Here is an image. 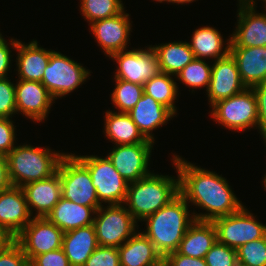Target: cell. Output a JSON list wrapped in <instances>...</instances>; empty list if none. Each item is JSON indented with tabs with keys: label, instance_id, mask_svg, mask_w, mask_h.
<instances>
[{
	"label": "cell",
	"instance_id": "1",
	"mask_svg": "<svg viewBox=\"0 0 266 266\" xmlns=\"http://www.w3.org/2000/svg\"><path fill=\"white\" fill-rule=\"evenodd\" d=\"M179 175V194L191 205L206 212H192L195 220L214 219L239 211L244 204L237 198L227 179L172 154Z\"/></svg>",
	"mask_w": 266,
	"mask_h": 266
},
{
	"label": "cell",
	"instance_id": "2",
	"mask_svg": "<svg viewBox=\"0 0 266 266\" xmlns=\"http://www.w3.org/2000/svg\"><path fill=\"white\" fill-rule=\"evenodd\" d=\"M189 207L187 201L178 194L167 205L143 221L146 230L142 232L154 244L162 258L177 251L186 231L195 221Z\"/></svg>",
	"mask_w": 266,
	"mask_h": 266
},
{
	"label": "cell",
	"instance_id": "3",
	"mask_svg": "<svg viewBox=\"0 0 266 266\" xmlns=\"http://www.w3.org/2000/svg\"><path fill=\"white\" fill-rule=\"evenodd\" d=\"M172 164L176 169V177L151 172L136 182L128 183L124 205L137 223L144 221L179 194V175L174 161Z\"/></svg>",
	"mask_w": 266,
	"mask_h": 266
},
{
	"label": "cell",
	"instance_id": "4",
	"mask_svg": "<svg viewBox=\"0 0 266 266\" xmlns=\"http://www.w3.org/2000/svg\"><path fill=\"white\" fill-rule=\"evenodd\" d=\"M66 153L48 147H34L24 143L15 146L7 155L8 173L12 186L44 180L57 172Z\"/></svg>",
	"mask_w": 266,
	"mask_h": 266
},
{
	"label": "cell",
	"instance_id": "5",
	"mask_svg": "<svg viewBox=\"0 0 266 266\" xmlns=\"http://www.w3.org/2000/svg\"><path fill=\"white\" fill-rule=\"evenodd\" d=\"M210 108L214 122L230 131L258 130L257 100L252 88L246 87L242 92L220 100Z\"/></svg>",
	"mask_w": 266,
	"mask_h": 266
},
{
	"label": "cell",
	"instance_id": "6",
	"mask_svg": "<svg viewBox=\"0 0 266 266\" xmlns=\"http://www.w3.org/2000/svg\"><path fill=\"white\" fill-rule=\"evenodd\" d=\"M93 225L97 241L102 247H120L139 228L124 204L100 206L94 216Z\"/></svg>",
	"mask_w": 266,
	"mask_h": 266
},
{
	"label": "cell",
	"instance_id": "7",
	"mask_svg": "<svg viewBox=\"0 0 266 266\" xmlns=\"http://www.w3.org/2000/svg\"><path fill=\"white\" fill-rule=\"evenodd\" d=\"M73 155L88 169L101 204H124L128 182L121 177L107 156Z\"/></svg>",
	"mask_w": 266,
	"mask_h": 266
},
{
	"label": "cell",
	"instance_id": "8",
	"mask_svg": "<svg viewBox=\"0 0 266 266\" xmlns=\"http://www.w3.org/2000/svg\"><path fill=\"white\" fill-rule=\"evenodd\" d=\"M89 76H91V71L83 67L81 63L53 50L41 83L53 99L57 100L78 89L89 79Z\"/></svg>",
	"mask_w": 266,
	"mask_h": 266
},
{
	"label": "cell",
	"instance_id": "9",
	"mask_svg": "<svg viewBox=\"0 0 266 266\" xmlns=\"http://www.w3.org/2000/svg\"><path fill=\"white\" fill-rule=\"evenodd\" d=\"M59 173L64 199L76 204L92 207L95 211L102 206L88 169L73 155L66 153L60 160Z\"/></svg>",
	"mask_w": 266,
	"mask_h": 266
},
{
	"label": "cell",
	"instance_id": "10",
	"mask_svg": "<svg viewBox=\"0 0 266 266\" xmlns=\"http://www.w3.org/2000/svg\"><path fill=\"white\" fill-rule=\"evenodd\" d=\"M212 222L217 231V241L233 249L266 235V224L259 222L245 205L239 211Z\"/></svg>",
	"mask_w": 266,
	"mask_h": 266
},
{
	"label": "cell",
	"instance_id": "11",
	"mask_svg": "<svg viewBox=\"0 0 266 266\" xmlns=\"http://www.w3.org/2000/svg\"><path fill=\"white\" fill-rule=\"evenodd\" d=\"M110 58L118 64L113 79L144 85L160 73L158 59L151 45L145 46V49L132 48L116 52Z\"/></svg>",
	"mask_w": 266,
	"mask_h": 266
},
{
	"label": "cell",
	"instance_id": "12",
	"mask_svg": "<svg viewBox=\"0 0 266 266\" xmlns=\"http://www.w3.org/2000/svg\"><path fill=\"white\" fill-rule=\"evenodd\" d=\"M64 232L46 217L32 220L15 237L30 262L35 256L62 248Z\"/></svg>",
	"mask_w": 266,
	"mask_h": 266
},
{
	"label": "cell",
	"instance_id": "13",
	"mask_svg": "<svg viewBox=\"0 0 266 266\" xmlns=\"http://www.w3.org/2000/svg\"><path fill=\"white\" fill-rule=\"evenodd\" d=\"M153 146L154 143L113 145L107 157L123 179L136 182L151 173L148 166Z\"/></svg>",
	"mask_w": 266,
	"mask_h": 266
},
{
	"label": "cell",
	"instance_id": "14",
	"mask_svg": "<svg viewBox=\"0 0 266 266\" xmlns=\"http://www.w3.org/2000/svg\"><path fill=\"white\" fill-rule=\"evenodd\" d=\"M126 10L106 19H101L88 24L100 49L106 57L113 53L127 50L132 32V21Z\"/></svg>",
	"mask_w": 266,
	"mask_h": 266
},
{
	"label": "cell",
	"instance_id": "15",
	"mask_svg": "<svg viewBox=\"0 0 266 266\" xmlns=\"http://www.w3.org/2000/svg\"><path fill=\"white\" fill-rule=\"evenodd\" d=\"M16 112L33 122H44L55 100L41 82L17 79Z\"/></svg>",
	"mask_w": 266,
	"mask_h": 266
},
{
	"label": "cell",
	"instance_id": "16",
	"mask_svg": "<svg viewBox=\"0 0 266 266\" xmlns=\"http://www.w3.org/2000/svg\"><path fill=\"white\" fill-rule=\"evenodd\" d=\"M212 62L210 84L206 91L209 107L220 100L242 92L246 88L240 79L237 62L231 54Z\"/></svg>",
	"mask_w": 266,
	"mask_h": 266
},
{
	"label": "cell",
	"instance_id": "17",
	"mask_svg": "<svg viewBox=\"0 0 266 266\" xmlns=\"http://www.w3.org/2000/svg\"><path fill=\"white\" fill-rule=\"evenodd\" d=\"M238 4V19L235 30L230 34V47L266 46V13H257V9Z\"/></svg>",
	"mask_w": 266,
	"mask_h": 266
},
{
	"label": "cell",
	"instance_id": "18",
	"mask_svg": "<svg viewBox=\"0 0 266 266\" xmlns=\"http://www.w3.org/2000/svg\"><path fill=\"white\" fill-rule=\"evenodd\" d=\"M31 217L22 187L11 186L0 192V228L16 237Z\"/></svg>",
	"mask_w": 266,
	"mask_h": 266
},
{
	"label": "cell",
	"instance_id": "19",
	"mask_svg": "<svg viewBox=\"0 0 266 266\" xmlns=\"http://www.w3.org/2000/svg\"><path fill=\"white\" fill-rule=\"evenodd\" d=\"M22 189L33 217H46L62 197V184L58 172L44 180L27 183Z\"/></svg>",
	"mask_w": 266,
	"mask_h": 266
},
{
	"label": "cell",
	"instance_id": "20",
	"mask_svg": "<svg viewBox=\"0 0 266 266\" xmlns=\"http://www.w3.org/2000/svg\"><path fill=\"white\" fill-rule=\"evenodd\" d=\"M143 136L155 143L153 130L168 124L176 115L151 96L143 93L136 105L127 112Z\"/></svg>",
	"mask_w": 266,
	"mask_h": 266
},
{
	"label": "cell",
	"instance_id": "21",
	"mask_svg": "<svg viewBox=\"0 0 266 266\" xmlns=\"http://www.w3.org/2000/svg\"><path fill=\"white\" fill-rule=\"evenodd\" d=\"M15 51H17L15 61L18 78L41 82L53 50L42 48L37 40L33 39L27 44L21 40L18 41Z\"/></svg>",
	"mask_w": 266,
	"mask_h": 266
},
{
	"label": "cell",
	"instance_id": "22",
	"mask_svg": "<svg viewBox=\"0 0 266 266\" xmlns=\"http://www.w3.org/2000/svg\"><path fill=\"white\" fill-rule=\"evenodd\" d=\"M230 54L236 60L240 79L247 88L266 82V46L230 47Z\"/></svg>",
	"mask_w": 266,
	"mask_h": 266
},
{
	"label": "cell",
	"instance_id": "23",
	"mask_svg": "<svg viewBox=\"0 0 266 266\" xmlns=\"http://www.w3.org/2000/svg\"><path fill=\"white\" fill-rule=\"evenodd\" d=\"M121 266H163V258L143 232H135L118 247Z\"/></svg>",
	"mask_w": 266,
	"mask_h": 266
},
{
	"label": "cell",
	"instance_id": "24",
	"mask_svg": "<svg viewBox=\"0 0 266 266\" xmlns=\"http://www.w3.org/2000/svg\"><path fill=\"white\" fill-rule=\"evenodd\" d=\"M98 246L93 224L63 234L62 249L71 266H84Z\"/></svg>",
	"mask_w": 266,
	"mask_h": 266
},
{
	"label": "cell",
	"instance_id": "25",
	"mask_svg": "<svg viewBox=\"0 0 266 266\" xmlns=\"http://www.w3.org/2000/svg\"><path fill=\"white\" fill-rule=\"evenodd\" d=\"M188 43L195 58L215 61L230 54L231 36L224 41L220 31L206 25L195 29Z\"/></svg>",
	"mask_w": 266,
	"mask_h": 266
},
{
	"label": "cell",
	"instance_id": "26",
	"mask_svg": "<svg viewBox=\"0 0 266 266\" xmlns=\"http://www.w3.org/2000/svg\"><path fill=\"white\" fill-rule=\"evenodd\" d=\"M95 212L92 207L76 204L61 197L46 218L65 233L93 224Z\"/></svg>",
	"mask_w": 266,
	"mask_h": 266
},
{
	"label": "cell",
	"instance_id": "27",
	"mask_svg": "<svg viewBox=\"0 0 266 266\" xmlns=\"http://www.w3.org/2000/svg\"><path fill=\"white\" fill-rule=\"evenodd\" d=\"M217 241V231L212 221L195 220L186 231L177 252L193 258H205Z\"/></svg>",
	"mask_w": 266,
	"mask_h": 266
},
{
	"label": "cell",
	"instance_id": "28",
	"mask_svg": "<svg viewBox=\"0 0 266 266\" xmlns=\"http://www.w3.org/2000/svg\"><path fill=\"white\" fill-rule=\"evenodd\" d=\"M104 137L114 145L154 143L139 131L128 113L107 110L104 116Z\"/></svg>",
	"mask_w": 266,
	"mask_h": 266
},
{
	"label": "cell",
	"instance_id": "29",
	"mask_svg": "<svg viewBox=\"0 0 266 266\" xmlns=\"http://www.w3.org/2000/svg\"><path fill=\"white\" fill-rule=\"evenodd\" d=\"M156 53L161 73L176 76L195 57L188 41L151 45Z\"/></svg>",
	"mask_w": 266,
	"mask_h": 266
},
{
	"label": "cell",
	"instance_id": "30",
	"mask_svg": "<svg viewBox=\"0 0 266 266\" xmlns=\"http://www.w3.org/2000/svg\"><path fill=\"white\" fill-rule=\"evenodd\" d=\"M174 77V78H173ZM175 76L167 73H159L145 82L144 93L151 96L157 102L170 109L177 115L175 100L179 97V83L175 81Z\"/></svg>",
	"mask_w": 266,
	"mask_h": 266
},
{
	"label": "cell",
	"instance_id": "31",
	"mask_svg": "<svg viewBox=\"0 0 266 266\" xmlns=\"http://www.w3.org/2000/svg\"><path fill=\"white\" fill-rule=\"evenodd\" d=\"M212 73V65L205 59L194 58L189 64H187L175 77L176 81L185 84L186 87L194 88H206L208 90Z\"/></svg>",
	"mask_w": 266,
	"mask_h": 266
},
{
	"label": "cell",
	"instance_id": "32",
	"mask_svg": "<svg viewBox=\"0 0 266 266\" xmlns=\"http://www.w3.org/2000/svg\"><path fill=\"white\" fill-rule=\"evenodd\" d=\"M80 15L86 22L106 19L119 15L125 10L122 0H80Z\"/></svg>",
	"mask_w": 266,
	"mask_h": 266
},
{
	"label": "cell",
	"instance_id": "33",
	"mask_svg": "<svg viewBox=\"0 0 266 266\" xmlns=\"http://www.w3.org/2000/svg\"><path fill=\"white\" fill-rule=\"evenodd\" d=\"M115 87L111 95L112 104L116 112H129L140 100L144 93V86L122 79H113Z\"/></svg>",
	"mask_w": 266,
	"mask_h": 266
},
{
	"label": "cell",
	"instance_id": "34",
	"mask_svg": "<svg viewBox=\"0 0 266 266\" xmlns=\"http://www.w3.org/2000/svg\"><path fill=\"white\" fill-rule=\"evenodd\" d=\"M238 263L243 266H266V235L236 249Z\"/></svg>",
	"mask_w": 266,
	"mask_h": 266
},
{
	"label": "cell",
	"instance_id": "35",
	"mask_svg": "<svg viewBox=\"0 0 266 266\" xmlns=\"http://www.w3.org/2000/svg\"><path fill=\"white\" fill-rule=\"evenodd\" d=\"M207 266H236L238 264L236 249L218 241L205 255Z\"/></svg>",
	"mask_w": 266,
	"mask_h": 266
},
{
	"label": "cell",
	"instance_id": "36",
	"mask_svg": "<svg viewBox=\"0 0 266 266\" xmlns=\"http://www.w3.org/2000/svg\"><path fill=\"white\" fill-rule=\"evenodd\" d=\"M8 78L0 79V118H12L17 114L15 83Z\"/></svg>",
	"mask_w": 266,
	"mask_h": 266
},
{
	"label": "cell",
	"instance_id": "37",
	"mask_svg": "<svg viewBox=\"0 0 266 266\" xmlns=\"http://www.w3.org/2000/svg\"><path fill=\"white\" fill-rule=\"evenodd\" d=\"M84 266H121L118 248L98 246Z\"/></svg>",
	"mask_w": 266,
	"mask_h": 266
},
{
	"label": "cell",
	"instance_id": "38",
	"mask_svg": "<svg viewBox=\"0 0 266 266\" xmlns=\"http://www.w3.org/2000/svg\"><path fill=\"white\" fill-rule=\"evenodd\" d=\"M15 127L12 118H0V154L6 156L15 147Z\"/></svg>",
	"mask_w": 266,
	"mask_h": 266
},
{
	"label": "cell",
	"instance_id": "39",
	"mask_svg": "<svg viewBox=\"0 0 266 266\" xmlns=\"http://www.w3.org/2000/svg\"><path fill=\"white\" fill-rule=\"evenodd\" d=\"M253 92L257 100L258 111V129L263 138L264 144L266 143V82L257 84L253 87Z\"/></svg>",
	"mask_w": 266,
	"mask_h": 266
},
{
	"label": "cell",
	"instance_id": "40",
	"mask_svg": "<svg viewBox=\"0 0 266 266\" xmlns=\"http://www.w3.org/2000/svg\"><path fill=\"white\" fill-rule=\"evenodd\" d=\"M29 266H71L62 248L35 256Z\"/></svg>",
	"mask_w": 266,
	"mask_h": 266
},
{
	"label": "cell",
	"instance_id": "41",
	"mask_svg": "<svg viewBox=\"0 0 266 266\" xmlns=\"http://www.w3.org/2000/svg\"><path fill=\"white\" fill-rule=\"evenodd\" d=\"M0 266H29L27 256L16 241L0 255Z\"/></svg>",
	"mask_w": 266,
	"mask_h": 266
},
{
	"label": "cell",
	"instance_id": "42",
	"mask_svg": "<svg viewBox=\"0 0 266 266\" xmlns=\"http://www.w3.org/2000/svg\"><path fill=\"white\" fill-rule=\"evenodd\" d=\"M20 39L17 40V38H10L9 42H7V39H3L0 41V79L7 78L8 72L10 73L11 70V64L13 59V55L11 54L13 50L16 49L17 42Z\"/></svg>",
	"mask_w": 266,
	"mask_h": 266
},
{
	"label": "cell",
	"instance_id": "43",
	"mask_svg": "<svg viewBox=\"0 0 266 266\" xmlns=\"http://www.w3.org/2000/svg\"><path fill=\"white\" fill-rule=\"evenodd\" d=\"M163 266H207V264L204 258L188 257L176 251L163 258Z\"/></svg>",
	"mask_w": 266,
	"mask_h": 266
},
{
	"label": "cell",
	"instance_id": "44",
	"mask_svg": "<svg viewBox=\"0 0 266 266\" xmlns=\"http://www.w3.org/2000/svg\"><path fill=\"white\" fill-rule=\"evenodd\" d=\"M11 186L12 184L9 179L7 157L0 154V192L10 188Z\"/></svg>",
	"mask_w": 266,
	"mask_h": 266
},
{
	"label": "cell",
	"instance_id": "45",
	"mask_svg": "<svg viewBox=\"0 0 266 266\" xmlns=\"http://www.w3.org/2000/svg\"><path fill=\"white\" fill-rule=\"evenodd\" d=\"M15 242V237L8 231L0 228V255Z\"/></svg>",
	"mask_w": 266,
	"mask_h": 266
},
{
	"label": "cell",
	"instance_id": "46",
	"mask_svg": "<svg viewBox=\"0 0 266 266\" xmlns=\"http://www.w3.org/2000/svg\"><path fill=\"white\" fill-rule=\"evenodd\" d=\"M264 2V10H266V0H262ZM257 1L256 0H241L239 3L244 5V6H247V7H250V8H253V9H256V3ZM256 4V5H255Z\"/></svg>",
	"mask_w": 266,
	"mask_h": 266
},
{
	"label": "cell",
	"instance_id": "47",
	"mask_svg": "<svg viewBox=\"0 0 266 266\" xmlns=\"http://www.w3.org/2000/svg\"><path fill=\"white\" fill-rule=\"evenodd\" d=\"M194 1H197V0H169V4H171V3H173V4H177V5H179V4H181V5H183V4H190V3H192V2H194Z\"/></svg>",
	"mask_w": 266,
	"mask_h": 266
},
{
	"label": "cell",
	"instance_id": "48",
	"mask_svg": "<svg viewBox=\"0 0 266 266\" xmlns=\"http://www.w3.org/2000/svg\"><path fill=\"white\" fill-rule=\"evenodd\" d=\"M263 184V187H264V189H265V191H266V173H265V175H264V177H263V182H262Z\"/></svg>",
	"mask_w": 266,
	"mask_h": 266
},
{
	"label": "cell",
	"instance_id": "49",
	"mask_svg": "<svg viewBox=\"0 0 266 266\" xmlns=\"http://www.w3.org/2000/svg\"><path fill=\"white\" fill-rule=\"evenodd\" d=\"M153 1H156V2H159V3H163V2L169 3V0H153Z\"/></svg>",
	"mask_w": 266,
	"mask_h": 266
},
{
	"label": "cell",
	"instance_id": "50",
	"mask_svg": "<svg viewBox=\"0 0 266 266\" xmlns=\"http://www.w3.org/2000/svg\"><path fill=\"white\" fill-rule=\"evenodd\" d=\"M4 39V36L2 35V33L0 32V41H2Z\"/></svg>",
	"mask_w": 266,
	"mask_h": 266
}]
</instances>
